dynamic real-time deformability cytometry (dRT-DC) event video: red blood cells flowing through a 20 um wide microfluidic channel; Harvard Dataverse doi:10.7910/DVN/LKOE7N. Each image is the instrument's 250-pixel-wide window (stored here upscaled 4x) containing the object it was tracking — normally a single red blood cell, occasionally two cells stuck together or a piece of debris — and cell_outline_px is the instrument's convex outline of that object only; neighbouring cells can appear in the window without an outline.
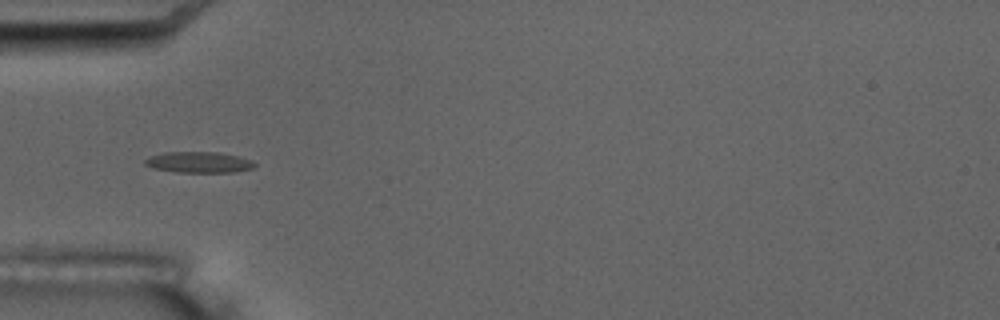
{"species": "common noctule bat (a hibernating species)", "species_latin": "Nyctalus noctula", "temperature_condition": "room temperature", "stored_images_in_passage": 2, "camera_frame_rate_fps": 3000, "um_per_image_px": 0.085, "animal": {"sex": "male", "body_mass_g": 17.5, "forearm_length_mm": 52.3}, "frame": {"image": 1, "passage_image": 2, "time_ms": 3.0, "image_size_px": [1000, 320], "cell_outline_px": [[256, 164], [252, 168], [232, 172], [176, 172], [152, 168], [144, 164], [144, 160], [148, 156], [164, 152], [220, 152], [252, 160]], "centroid_in_image_um": [16.85, 13.78], "position_along_channel_um": 68.2, "area_um2": 13.41}}